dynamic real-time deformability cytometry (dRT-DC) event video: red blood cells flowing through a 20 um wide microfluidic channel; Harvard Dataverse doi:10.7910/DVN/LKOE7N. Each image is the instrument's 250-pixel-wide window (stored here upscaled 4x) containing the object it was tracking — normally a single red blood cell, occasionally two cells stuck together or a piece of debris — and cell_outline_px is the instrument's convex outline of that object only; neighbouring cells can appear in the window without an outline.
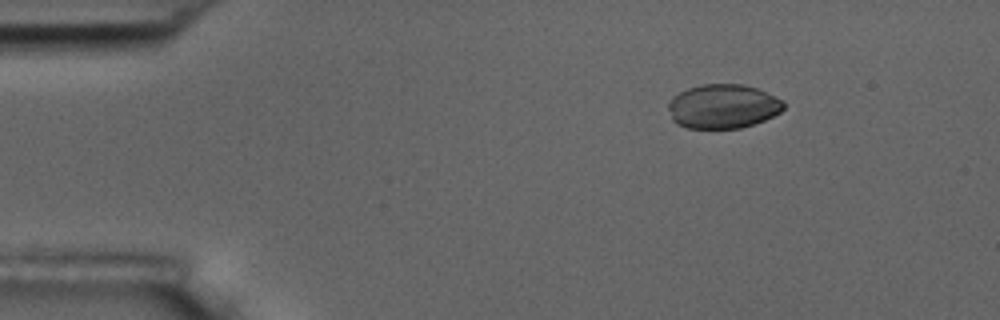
{"species": "common noctule bat (a hibernating species)", "species_latin": "Nyctalus noctula", "temperature_condition": "room temperature", "stored_images_in_passage": 5, "camera_frame_rate_fps": 3000, "um_per_image_px": 0.085, "animal": {"sex": "male", "body_mass_g": 17.5, "forearm_length_mm": 52.3}, "frame": {"image": 1, "passage_image": 2, "time_ms": 1.333, "image_size_px": [1000, 320], "cell_outline_px": [[784, 108], [780, 112], [764, 120], [740, 128], [688, 128], [676, 124], [672, 120], [668, 108], [668, 104], [672, 96], [688, 88], [704, 84], [744, 84], [756, 88], [784, 100]], "centroid_in_image_um": [61.43, 9.04], "position_along_channel_um": 23.6, "area_um2": 29.71}}
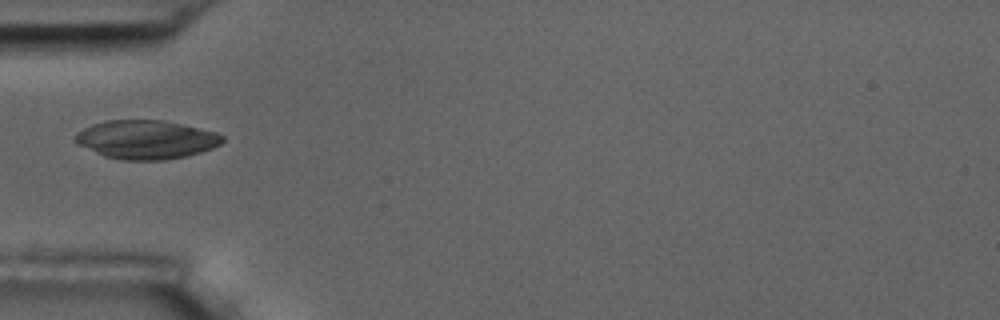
{"frame": {"image": 2, "passage_image": 5, "time_ms": 4.667, "image_size_px": [1000, 320], "cell_outline_px": [[224, 140], [220, 144], [212, 148], [200, 152], [184, 156], [164, 160], [120, 160], [104, 156], [76, 144], [72, 140], [76, 132], [92, 124], [108, 120], [164, 120], [216, 132], [224, 136]], "centroid_in_image_um": [12.38, 11.86], "position_along_channel_um": 72.6, "area_um2": 33.29}}